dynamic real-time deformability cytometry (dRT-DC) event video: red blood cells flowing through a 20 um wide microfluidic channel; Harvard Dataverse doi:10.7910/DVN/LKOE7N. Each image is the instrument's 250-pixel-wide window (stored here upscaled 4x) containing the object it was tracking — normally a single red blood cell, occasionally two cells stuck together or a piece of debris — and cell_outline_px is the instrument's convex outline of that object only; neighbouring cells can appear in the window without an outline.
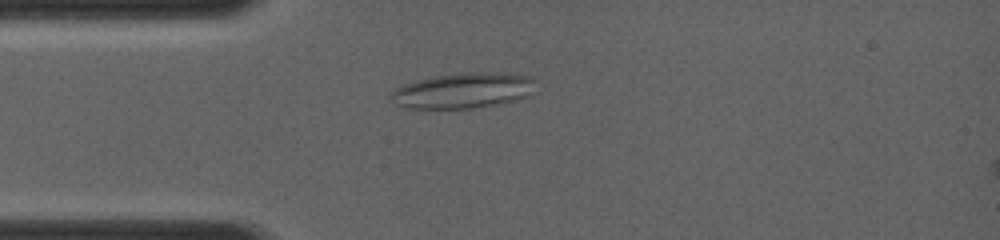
{"species": "common noctule bat (a hibernating species)", "species_latin": "Nyctalus noctula", "temperature_condition": "room temperature", "stored_images_in_passage": 12, "camera_frame_rate_fps": 4000, "um_per_image_px": 0.085, "animal": {"sex": "female", "body_mass_g": 19.0, "forearm_length_mm": 56.7}, "frame": {"image": 1, "passage_image": 6, "time_ms": 2.75, "image_size_px": [1000, 240], "cell_outline_px": [[536, 80], [532, 96], [516, 100], [472, 108], [404, 108], [388, 100], [388, 96], [396, 88], [404, 84], [432, 76], [464, 72], [492, 72], [532, 76]], "centroid_in_image_um": [39.38, 7.69], "position_along_channel_um": 45.6, "area_um2": 30.23}}
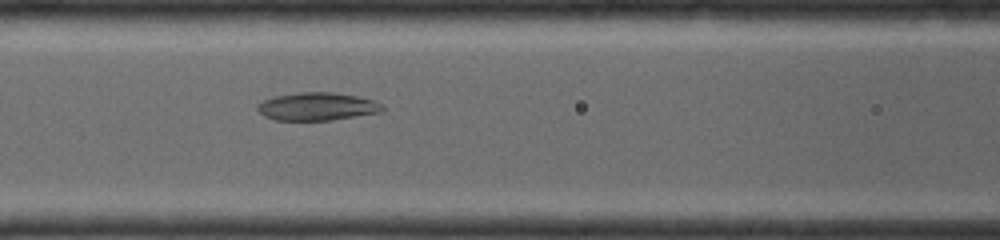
{"frame": {"image": 2, "passage_image": 12, "time_ms": 5.0, "image_size_px": [1000, 240], "cell_outline_px": [[384, 108], [380, 112], [332, 120], [276, 120], [264, 116], [256, 108], [256, 104], [264, 100], [276, 96], [296, 92], [332, 92], [356, 96], [372, 100], [380, 104]], "centroid_in_image_um": [26.91, 9.05], "position_along_channel_um": 139.7, "area_um2": 20.17}}